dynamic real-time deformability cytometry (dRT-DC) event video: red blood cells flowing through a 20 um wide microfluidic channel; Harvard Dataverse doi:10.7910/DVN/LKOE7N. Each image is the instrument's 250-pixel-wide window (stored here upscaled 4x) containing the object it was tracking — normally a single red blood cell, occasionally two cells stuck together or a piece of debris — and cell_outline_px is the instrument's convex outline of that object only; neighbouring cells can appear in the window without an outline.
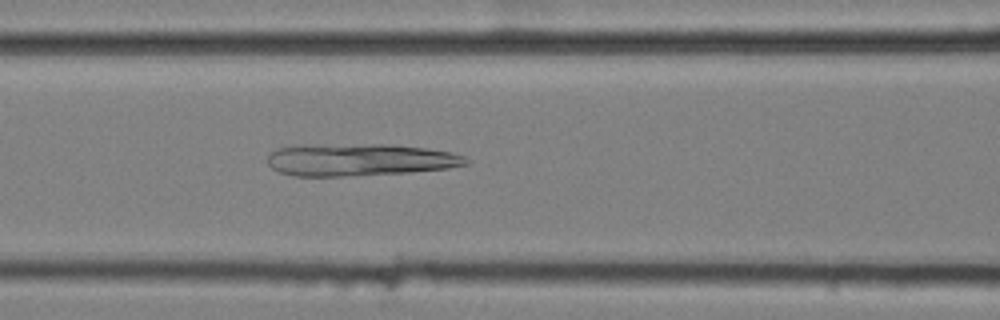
{"species": "common noctule bat (a hibernating species)", "species_latin": "Nyctalus noctula", "temperature_condition": "cold", "stored_images_in_passage": 40, "camera_frame_rate_fps": 3000, "um_per_image_px": 0.085, "animal": {"sex": "female", "body_mass_g": 25.1}, "frame": {"image": 1, "passage_image": 8, "time_ms": 2.333, "image_size_px": [1000, 320], "cell_outline_px": [[468, 164], [448, 168], [408, 172], [344, 176], [292, 176], [280, 172], [272, 168], [268, 164], [268, 152], [276, 148], [292, 144], [392, 144], [428, 148], [452, 152], [464, 156], [468, 160]], "centroid_in_image_um": [30.5, 13.56], "position_along_channel_um": 136.1, "area_um2": 37.92}}
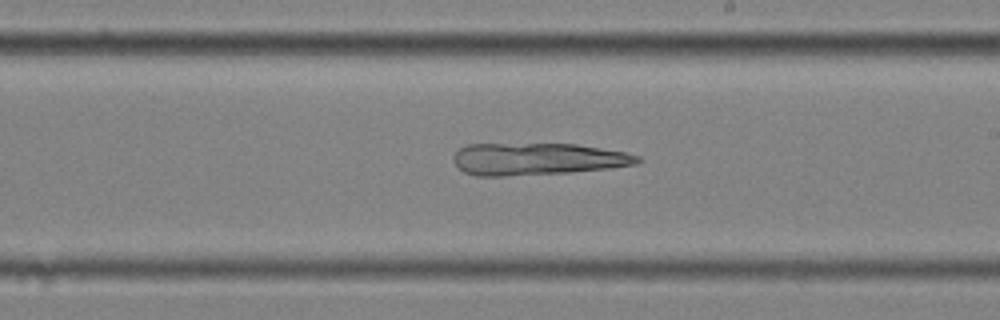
{"frame": {"image": 2, "passage_image": 17, "time_ms": 5.333, "image_size_px": [1000, 320], "cell_outline_px": [[644, 160], [636, 164], [608, 168], [572, 172], [504, 176], [476, 176], [464, 172], [452, 160], [452, 156], [460, 148], [468, 144], [576, 144], [624, 152], [640, 156]], "centroid_in_image_um": [45.67, 13.52], "position_along_channel_um": 243.3, "area_um2": 34.45}}
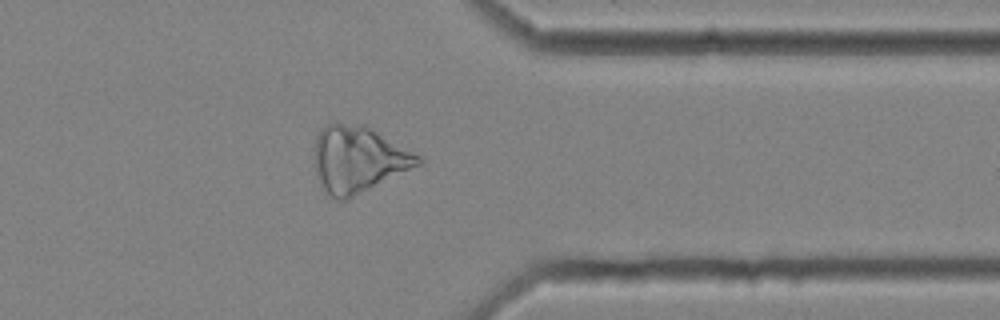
{"frame": {"image": 3, "passage_image": 29, "time_ms": 9.333, "image_size_px": [1000, 320], "cell_outline_px": [[424, 164], [348, 200], [336, 200], [328, 196], [320, 188], [312, 164], [312, 156], [316, 136], [320, 128], [324, 124], [336, 120], [368, 124], [420, 156], [424, 160]], "centroid_in_image_um": [30.41, 13.52], "position_along_channel_um": 381.0, "area_um2": 42.37}}